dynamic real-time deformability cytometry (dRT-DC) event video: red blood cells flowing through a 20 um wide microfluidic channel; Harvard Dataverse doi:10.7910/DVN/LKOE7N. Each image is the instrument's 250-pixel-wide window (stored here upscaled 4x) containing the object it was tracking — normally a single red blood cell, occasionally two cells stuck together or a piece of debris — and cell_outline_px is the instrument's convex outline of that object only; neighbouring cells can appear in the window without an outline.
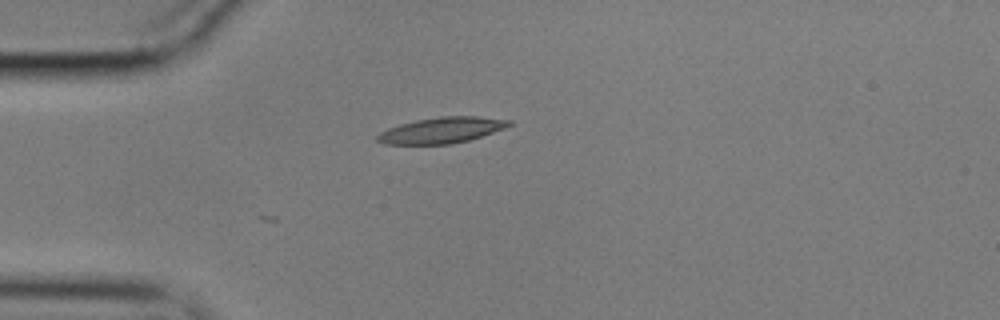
{"species": "common noctule bat (a hibernating species)", "species_latin": "Nyctalus noctula", "temperature_condition": "cold", "stored_images_in_passage": 17, "camera_frame_rate_fps": 3000, "um_per_image_px": 0.085, "animal": {"sex": "male", "body_mass_g": 17.9}, "frame": {"image": 1, "passage_image": 1, "time_ms": 0.0, "image_size_px": [1000, 320], "cell_outline_px": [[516, 124], [468, 140], [452, 144], [384, 144], [376, 140], [376, 136], [380, 132], [388, 128], [400, 124], [416, 120], [440, 116], [476, 116], [512, 120]], "centroid_in_image_um": [37.55, 11.06], "position_along_channel_um": 47.4, "area_um2": 19.88}}
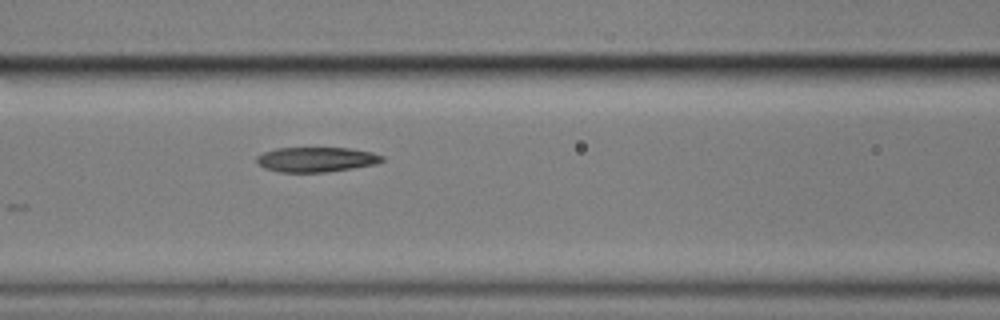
{"frame": {"image": 2, "passage_image": 10, "time_ms": 3.0, "image_size_px": [1000, 320], "cell_outline_px": [[384, 160], [376, 164], [352, 168], [324, 172], [280, 172], [264, 168], [256, 164], [256, 156], [264, 152], [276, 148], [348, 148], [372, 152], [384, 156]], "centroid_in_image_um": [26.85, 13.55], "position_along_channel_um": 139.7, "area_um2": 18.21}}
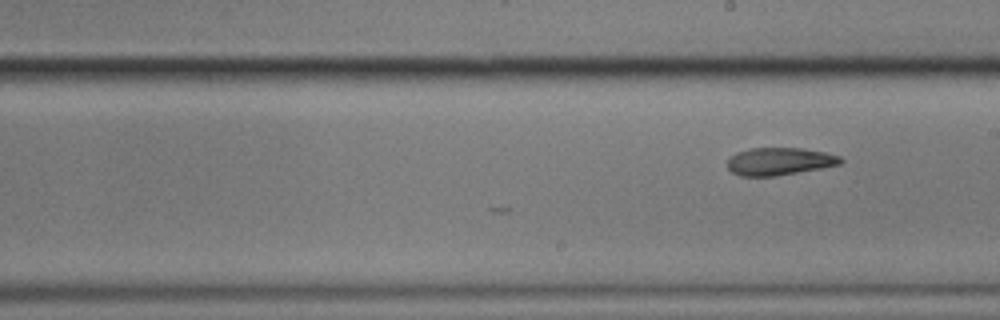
{"frame": {"image": 3, "passage_image": 17, "time_ms": 5.333, "image_size_px": [1000, 320], "cell_outline_px": [[844, 160], [840, 164], [820, 168], [776, 176], [740, 176], [732, 172], [728, 168], [728, 160], [736, 152], [752, 148], [800, 148], [824, 152], [840, 156]], "centroid_in_image_um": [66.25, 13.72], "position_along_channel_um": 222.8, "area_um2": 18.03}}